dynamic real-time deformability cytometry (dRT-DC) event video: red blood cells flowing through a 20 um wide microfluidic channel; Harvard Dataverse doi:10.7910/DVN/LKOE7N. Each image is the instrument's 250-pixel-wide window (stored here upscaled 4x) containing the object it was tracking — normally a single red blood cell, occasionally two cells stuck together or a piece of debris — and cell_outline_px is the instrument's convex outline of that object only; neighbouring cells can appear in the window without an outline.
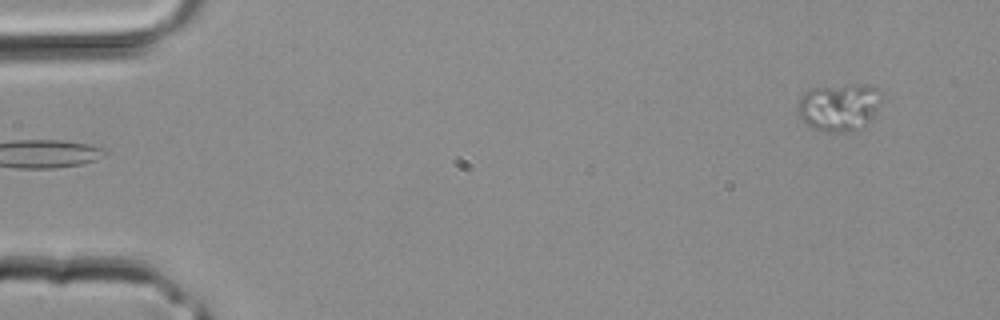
{"species": "common noctule bat (a hibernating species)", "species_latin": "Nyctalus noctula", "temperature_condition": "room temperature", "stored_images_in_passage": 3, "camera_frame_rate_fps": 3000, "um_per_image_px": 0.085, "animal": {"sex": "male", "body_mass_g": 20.4}, "frame": {"image": 1, "passage_image": 3, "time_ms": 0.667, "image_size_px": [1000, 320], "cell_outline_px": [[880, 104], [876, 112], [864, 128], [856, 132], [828, 132], [812, 128], [800, 116], [796, 108], [800, 96], [804, 92], [812, 88], [848, 84], [868, 84], [876, 88], [880, 92]], "centroid_in_image_um": [71.34, 9.11], "position_along_channel_um": 13.7, "area_um2": 23.64}}